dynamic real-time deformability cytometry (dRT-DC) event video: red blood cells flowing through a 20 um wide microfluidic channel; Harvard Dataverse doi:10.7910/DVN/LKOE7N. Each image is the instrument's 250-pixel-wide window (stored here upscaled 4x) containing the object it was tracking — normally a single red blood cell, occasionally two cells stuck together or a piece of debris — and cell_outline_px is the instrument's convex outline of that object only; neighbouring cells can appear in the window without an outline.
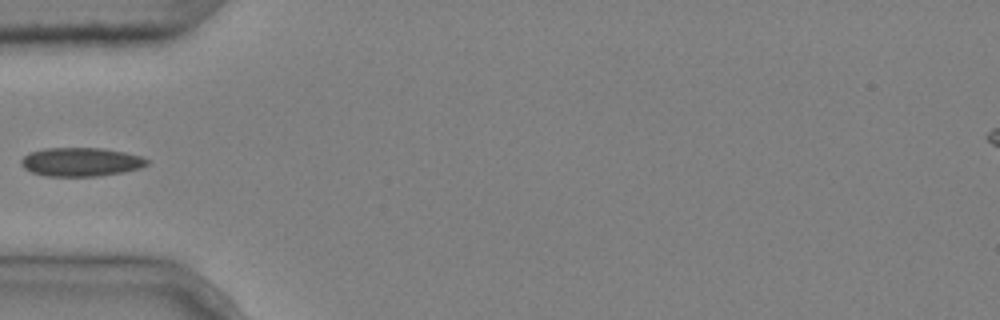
{"species": "common noctule bat (a hibernating species)", "species_latin": "Nyctalus noctula", "temperature_condition": "cold", "stored_images_in_passage": 6, "camera_frame_rate_fps": 3000, "um_per_image_px": 0.085, "animal": {"sex": "male", "body_mass_g": 20.4}, "frame": {"image": 1, "passage_image": 5, "time_ms": 1.333, "image_size_px": [1000, 320], "cell_outline_px": [[148, 164], [140, 168], [120, 172], [96, 176], [44, 176], [32, 172], [24, 168], [20, 164], [20, 160], [28, 152], [44, 148], [104, 148], [124, 152], [140, 156], [148, 160]], "centroid_in_image_um": [6.82, 13.75], "position_along_channel_um": 78.2, "area_um2": 21.04}}